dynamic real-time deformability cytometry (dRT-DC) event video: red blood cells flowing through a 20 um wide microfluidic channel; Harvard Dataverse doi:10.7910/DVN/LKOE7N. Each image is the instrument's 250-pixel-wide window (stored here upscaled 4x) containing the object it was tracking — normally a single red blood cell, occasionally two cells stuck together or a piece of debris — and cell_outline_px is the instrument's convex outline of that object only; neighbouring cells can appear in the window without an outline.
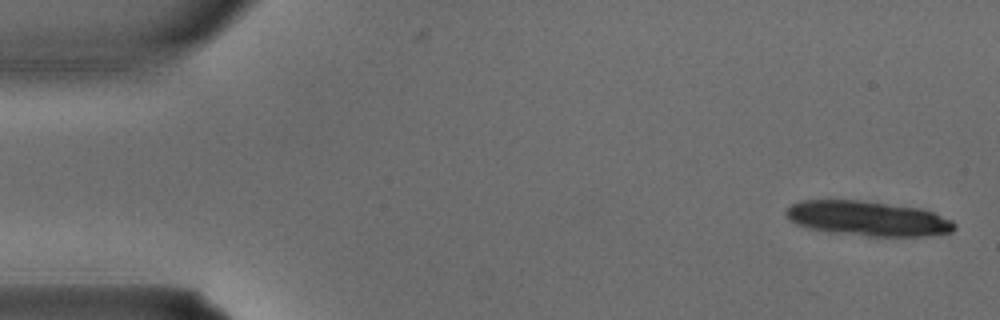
{"species": "common noctule bat (a hibernating species)", "species_latin": "Nyctalus noctula", "temperature_condition": "warm", "stored_images_in_passage": 4, "camera_frame_rate_fps": 3000, "um_per_image_px": 0.085, "animal": {"sex": "male", "body_mass_g": 15.6}, "frame": {"image": 1, "passage_image": 1, "time_ms": 0.0, "image_size_px": [1000, 320], "cell_outline_px": [[956, 228], [952, 232], [928, 236], [868, 236], [832, 232], [808, 228], [796, 224], [788, 220], [784, 216], [784, 212], [792, 204], [800, 200], [860, 200], [920, 208], [932, 212], [952, 220], [956, 224]], "centroid_in_image_um": [73.74, 18.57], "position_along_channel_um": 11.3, "area_um2": 34.33}}